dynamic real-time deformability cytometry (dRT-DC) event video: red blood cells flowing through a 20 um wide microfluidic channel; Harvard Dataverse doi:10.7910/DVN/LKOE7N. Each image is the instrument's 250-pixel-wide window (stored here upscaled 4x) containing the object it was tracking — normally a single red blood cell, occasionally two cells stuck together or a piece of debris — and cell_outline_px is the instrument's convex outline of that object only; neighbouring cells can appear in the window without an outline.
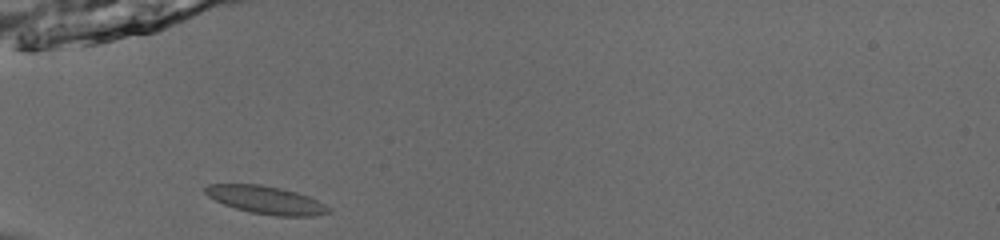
{"species": "common noctule bat (a hibernating species)", "species_latin": "Nyctalus noctula", "temperature_condition": "room temperature", "stored_images_in_passage": 35, "camera_frame_rate_fps": 3000, "um_per_image_px": 0.085, "animal": {"sex": "male", "body_mass_g": 13.0, "forearm_length_mm": 53.1}, "frame": {"image": 1, "passage_image": 1, "time_ms": 0.0, "image_size_px": [1000, 240], "cell_outline_px": [[332, 212], [312, 216], [276, 216], [252, 212], [236, 208], [224, 204], [208, 196], [204, 192], [204, 188], [208, 184], [260, 184], [280, 188], [296, 192], [308, 196], [324, 204]], "centroid_in_image_um": [22.6, 16.99], "position_along_channel_um": 62.4, "area_um2": 19.77}}
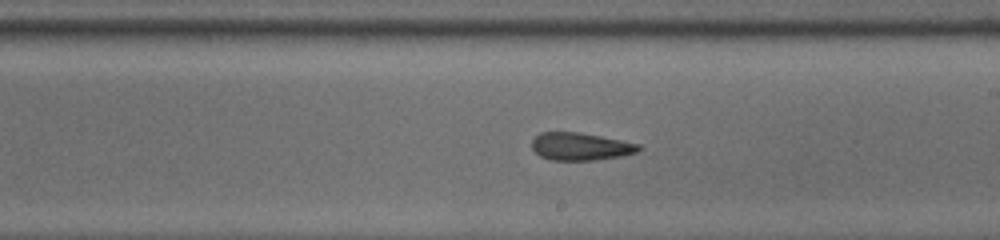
{"frame": {"image": 2, "passage_image": 15, "time_ms": 4.667, "image_size_px": [1000, 240], "cell_outline_px": [[644, 148], [636, 152], [620, 156], [596, 160], [552, 160], [540, 156], [532, 148], [532, 140], [540, 132], [580, 132], [640, 144]], "centroid_in_image_um": [49.35, 12.45], "position_along_channel_um": 239.7, "area_um2": 17.17}}
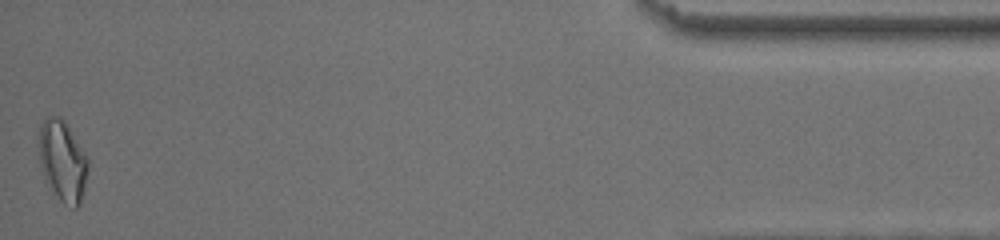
{"frame": {"image": 3, "passage_image": 35, "time_ms": 11.333, "image_size_px": [1000, 240], "cell_outline_px": [[88, 168], [84, 192], [80, 204], [76, 208], [72, 208], [64, 204], [48, 188], [44, 180], [40, 164], [40, 124], [48, 116], [60, 116], [64, 120], [88, 156]], "centroid_in_image_um": [5.34, 13.72], "position_along_channel_um": 429.9, "area_um2": 23.41}, "authors_computed_cell_mechanics": {"area_um2": 18.3226, "velocity_mm_per_s": 3.9214, "shape_relaxation_time_tau1_ms": 6.5217, "shape_relaxation_time_tau2_ms": 2.2306, "deformation_change_tau1": 0.1415, "deformation_change_tau2": 0.1086}}